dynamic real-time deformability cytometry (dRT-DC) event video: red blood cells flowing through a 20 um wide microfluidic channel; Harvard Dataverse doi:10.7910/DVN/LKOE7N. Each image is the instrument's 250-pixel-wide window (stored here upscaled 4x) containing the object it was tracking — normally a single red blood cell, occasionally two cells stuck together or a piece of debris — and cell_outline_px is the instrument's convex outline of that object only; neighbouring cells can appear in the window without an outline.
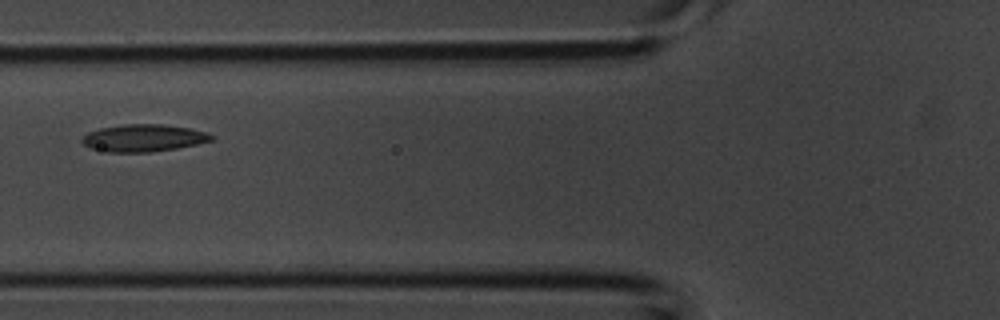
{"species": "common noctule bat (a hibernating species)", "species_latin": "Nyctalus noctula", "temperature_condition": "room temperature", "stored_images_in_passage": 3, "camera_frame_rate_fps": 3000, "um_per_image_px": 0.085, "animal": {"sex": "male", "body_mass_g": 20.1, "forearm_length_mm": 53.5}, "frame": {"image": 1, "passage_image": 3, "time_ms": 0.667, "image_size_px": [1000, 320], "cell_outline_px": [[216, 136], [212, 140], [196, 144], [176, 148], [152, 152], [108, 152], [88, 148], [80, 140], [88, 132], [100, 128], [124, 124], [164, 124], [188, 128], [208, 132]], "centroid_in_image_um": [12.2, 11.73], "position_along_channel_um": 113.6, "area_um2": 20.63}}